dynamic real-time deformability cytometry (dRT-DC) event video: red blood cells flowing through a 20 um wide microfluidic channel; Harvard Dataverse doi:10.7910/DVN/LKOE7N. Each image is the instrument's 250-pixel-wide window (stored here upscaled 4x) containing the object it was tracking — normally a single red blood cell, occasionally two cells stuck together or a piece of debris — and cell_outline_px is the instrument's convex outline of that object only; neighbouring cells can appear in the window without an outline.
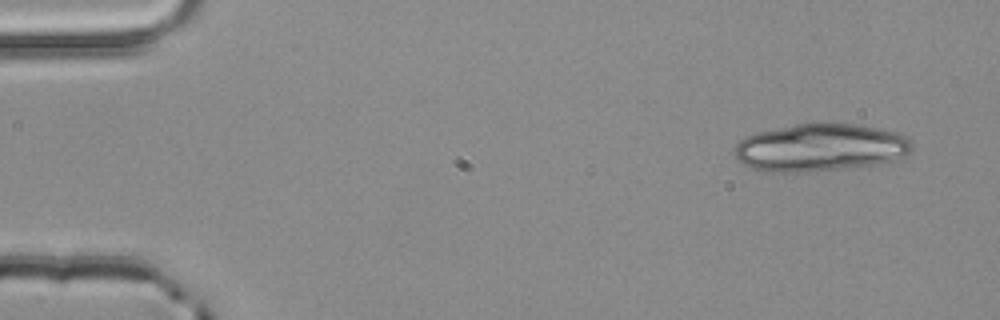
{"species": "common noctule bat (a hibernating species)", "species_latin": "Nyctalus noctula", "temperature_condition": "room temperature", "stored_images_in_passage": 3, "camera_frame_rate_fps": 3000, "um_per_image_px": 0.085, "animal": {"sex": "male", "body_mass_g": 20.4}, "frame": {"image": 1, "passage_image": 1, "time_ms": 0.0, "image_size_px": [1000, 320], "cell_outline_px": [[912, 148], [904, 156], [892, 160], [872, 164], [808, 172], [764, 172], [748, 168], [736, 160], [736, 144], [744, 136], [756, 132], [812, 120], [824, 120], [856, 124], [876, 128], [892, 132], [904, 136], [912, 140]], "centroid_in_image_um": [69.64, 12.5], "position_along_channel_um": 15.4, "area_um2": 50.0}}